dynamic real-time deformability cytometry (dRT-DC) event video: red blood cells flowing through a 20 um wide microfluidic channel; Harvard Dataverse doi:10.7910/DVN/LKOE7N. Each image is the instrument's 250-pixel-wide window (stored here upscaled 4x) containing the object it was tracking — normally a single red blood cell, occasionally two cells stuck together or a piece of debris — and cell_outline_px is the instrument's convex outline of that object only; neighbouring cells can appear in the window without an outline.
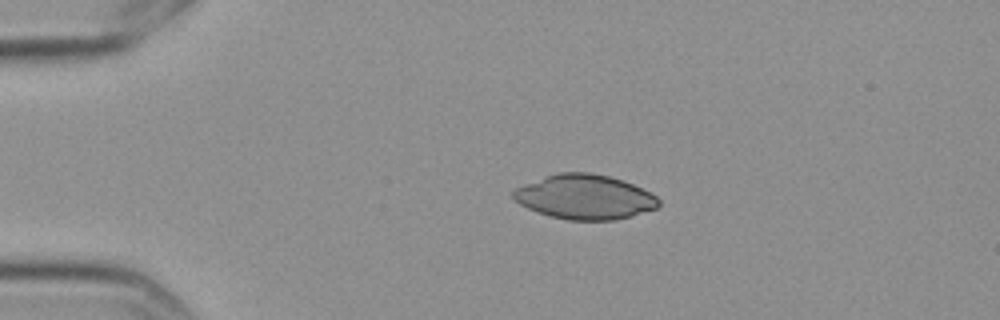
{"species": "Egyptian fruit bat (a non-hibernating species)", "species_latin": "Rousettus aegyptiacus", "temperature_condition": "cold", "stored_images_in_passage": 3, "camera_frame_rate_fps": 3000, "um_per_image_px": 0.085, "frame": {"image": 1, "passage_image": 1, "time_ms": 0.0, "image_size_px": [1000, 320], "cell_outline_px": [[660, 204], [656, 208], [632, 216], [616, 220], [568, 220], [548, 216], [536, 212], [520, 204], [512, 196], [512, 192], [516, 188], [524, 184], [544, 176], [556, 172], [592, 172], [624, 180], [656, 196], [660, 200]], "centroid_in_image_um": [49.68, 16.74], "position_along_channel_um": 35.3, "area_um2": 37.92}}